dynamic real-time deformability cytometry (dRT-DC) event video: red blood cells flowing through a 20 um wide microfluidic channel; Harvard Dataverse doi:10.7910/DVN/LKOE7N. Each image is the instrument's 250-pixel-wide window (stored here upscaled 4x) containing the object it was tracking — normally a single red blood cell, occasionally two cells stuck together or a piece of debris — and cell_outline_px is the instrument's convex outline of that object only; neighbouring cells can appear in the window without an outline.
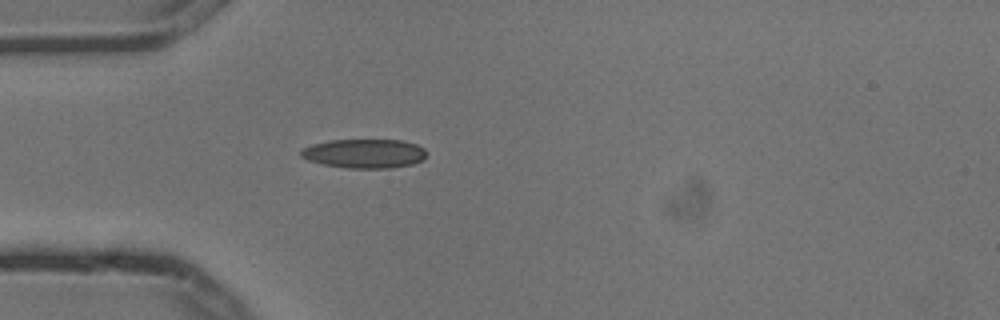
{"species": "common noctule bat (a hibernating species)", "species_latin": "Nyctalus noctula", "temperature_condition": "cold", "stored_images_in_passage": 3, "camera_frame_rate_fps": 3000, "um_per_image_px": 0.085, "animal": {"sex": "male", "body_mass_g": 13.3}, "frame": {"image": 1, "passage_image": 3, "time_ms": 0.667, "image_size_px": [1000, 320], "cell_outline_px": [[428, 152], [424, 160], [412, 164], [392, 168], [344, 168], [324, 164], [308, 160], [300, 156], [300, 152], [304, 148], [312, 144], [332, 140], [400, 140], [416, 144], [424, 148]], "centroid_in_image_um": [31.01, 13.05], "position_along_channel_um": 54.0, "area_um2": 21.39}}